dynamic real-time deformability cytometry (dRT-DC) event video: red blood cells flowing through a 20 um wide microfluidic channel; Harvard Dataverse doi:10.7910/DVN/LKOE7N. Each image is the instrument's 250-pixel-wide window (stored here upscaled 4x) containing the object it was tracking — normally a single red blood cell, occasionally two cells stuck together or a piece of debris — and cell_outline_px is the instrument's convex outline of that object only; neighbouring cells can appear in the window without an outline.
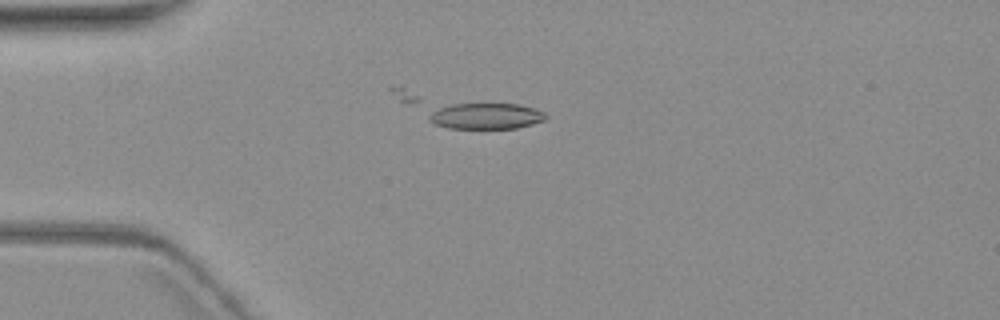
{"species": "common noctule bat (a hibernating species)", "species_latin": "Nyctalus noctula", "temperature_condition": "warm", "stored_images_in_passage": 4, "camera_frame_rate_fps": 3000, "um_per_image_px": 0.085, "animal": {"sex": "female", "body_mass_g": 19.3, "forearm_length_mm": 54.1}, "frame": {"image": 1, "passage_image": 2, "time_ms": 1.0, "image_size_px": [1000, 320], "cell_outline_px": [[548, 116], [544, 120], [532, 124], [516, 128], [448, 128], [432, 124], [428, 120], [428, 108], [452, 104], [520, 104], [544, 112]], "centroid_in_image_um": [41.19, 9.86], "position_along_channel_um": 43.8, "area_um2": 18.03}}
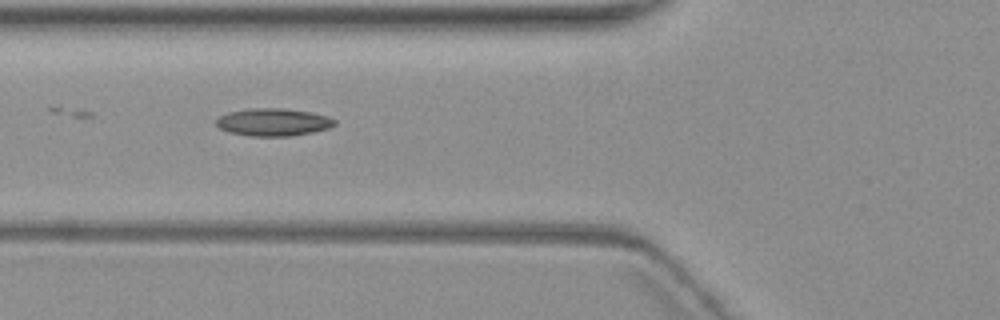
{"frame": {"image": 2, "passage_image": 4, "time_ms": 3.333, "image_size_px": [1000, 320], "cell_outline_px": [[336, 124], [328, 128], [312, 132], [288, 136], [252, 136], [228, 132], [220, 128], [216, 124], [216, 120], [220, 116], [228, 112], [248, 108], [284, 108], [312, 112], [328, 116], [336, 120]], "centroid_in_image_um": [23.23, 10.37], "position_along_channel_um": 102.6, "area_um2": 19.07}}